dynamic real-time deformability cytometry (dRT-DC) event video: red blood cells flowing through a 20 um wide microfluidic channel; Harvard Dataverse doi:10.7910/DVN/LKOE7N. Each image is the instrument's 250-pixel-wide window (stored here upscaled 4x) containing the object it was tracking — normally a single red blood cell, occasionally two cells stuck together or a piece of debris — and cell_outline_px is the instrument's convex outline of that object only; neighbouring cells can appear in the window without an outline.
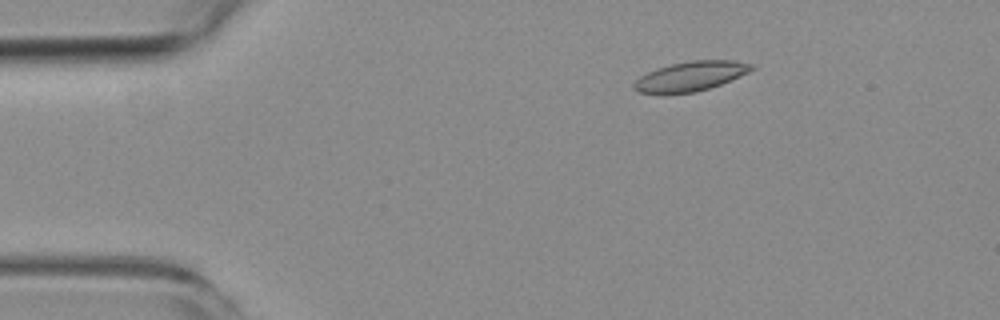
{"species": "common noctule bat (a hibernating species)", "species_latin": "Nyctalus noctula", "temperature_condition": "room temperature", "stored_images_in_passage": 5, "camera_frame_rate_fps": 3000, "um_per_image_px": 0.085, "animal": {"sex": "female", "body_mass_g": 19.3, "forearm_length_mm": 54.1}, "frame": {"image": 1, "passage_image": 3, "time_ms": 2.333, "image_size_px": [1000, 320], "cell_outline_px": [[756, 68], [748, 72], [720, 84], [696, 92], [640, 92], [632, 88], [632, 84], [640, 76], [656, 68], [672, 64], [692, 60], [732, 60], [756, 64]], "centroid_in_image_um": [58.74, 6.45], "position_along_channel_um": 26.3, "area_um2": 19.88}}